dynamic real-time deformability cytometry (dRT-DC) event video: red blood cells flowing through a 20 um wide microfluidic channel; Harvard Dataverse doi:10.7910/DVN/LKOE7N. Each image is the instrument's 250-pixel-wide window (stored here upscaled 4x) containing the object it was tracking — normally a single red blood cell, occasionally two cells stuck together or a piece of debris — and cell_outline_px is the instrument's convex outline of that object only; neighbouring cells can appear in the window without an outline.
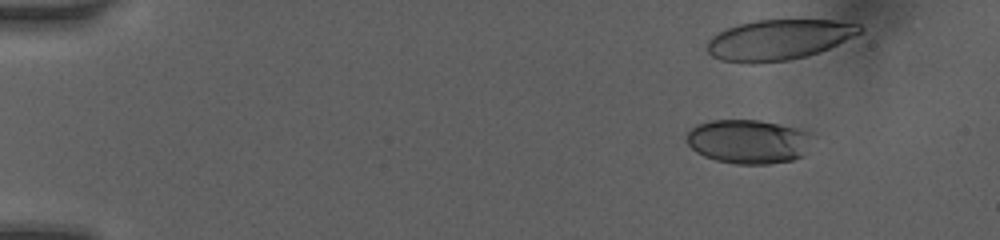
{"species": "human", "species_latin": "Homo sapiens", "temperature_condition": "room temperature", "stored_images_in_passage": 50, "camera_frame_rate_fps": 3000, "um_per_image_px": 0.085, "donor": {"sex": "female"}, "frame": {"image": 1, "passage_image": 8, "time_ms": 2.0, "image_size_px": [1000, 240], "cell_outline_px": [[816, 136], [804, 156], [792, 160], [768, 164], [736, 164], [716, 160], [704, 156], [696, 152], [688, 144], [688, 132], [696, 124], [708, 120], [760, 120], [800, 128], [812, 132]], "centroid_in_image_um": [63.7, 12.02], "position_along_channel_um": 21.3, "area_um2": 32.89}, "authors_computed_cell_mechanics": {"area_um2": 35.2869, "velocity_mm_per_s": 4.0968, "shape_relaxation_time_tau1_ms": 4.9242, "shape_relaxation_time_tau2_ms": 0.8926, "deformation_change_tau1": 0.1913, "deformation_change_tau2": 0.0644}}